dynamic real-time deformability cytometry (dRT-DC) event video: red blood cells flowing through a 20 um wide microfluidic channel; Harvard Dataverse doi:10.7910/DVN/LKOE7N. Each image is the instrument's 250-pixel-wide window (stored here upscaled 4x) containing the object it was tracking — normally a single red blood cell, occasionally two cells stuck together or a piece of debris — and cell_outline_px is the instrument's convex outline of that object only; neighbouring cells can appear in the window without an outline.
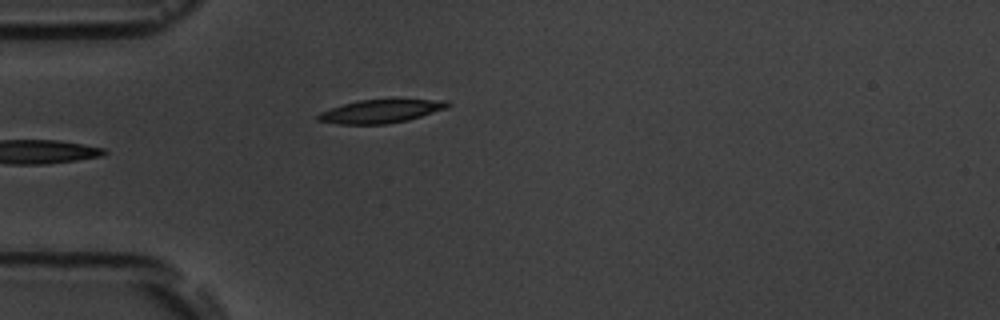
{"species": "common noctule bat (a hibernating species)", "species_latin": "Nyctalus noctula", "temperature_condition": "room temperature", "stored_images_in_passage": 4, "camera_frame_rate_fps": 3000, "um_per_image_px": 0.085, "animal": {"sex": "male", "body_mass_g": 19.5, "forearm_length_mm": 54.6}, "frame": {"image": 1, "passage_image": 4, "time_ms": 4.0, "image_size_px": [1000, 320], "cell_outline_px": [[452, 104], [444, 108], [408, 120], [384, 124], [340, 124], [316, 120], [316, 116], [320, 112], [344, 104], [360, 100], [448, 100]], "centroid_in_image_um": [32.32, 9.46], "position_along_channel_um": 52.7, "area_um2": 17.17}}